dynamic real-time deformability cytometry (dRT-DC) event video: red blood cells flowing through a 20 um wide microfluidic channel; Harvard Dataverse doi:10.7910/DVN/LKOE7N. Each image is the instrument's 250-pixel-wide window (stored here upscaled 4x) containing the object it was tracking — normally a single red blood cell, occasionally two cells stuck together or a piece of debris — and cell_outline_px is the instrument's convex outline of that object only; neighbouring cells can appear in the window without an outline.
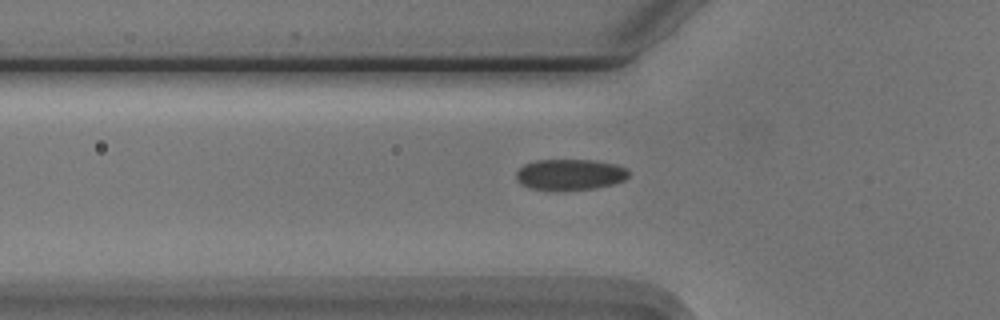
{"species": "Egyptian fruit bat (a non-hibernating species)", "species_latin": "Rousettus aegyptiacus", "temperature_condition": "cold", "stored_images_in_passage": 32, "camera_frame_rate_fps": 3000, "um_per_image_px": 0.085, "animal": {"sex": "male"}, "frame": {"image": 1, "passage_image": 2, "time_ms": 0.333, "image_size_px": [1000, 320], "cell_outline_px": [[628, 176], [624, 180], [612, 184], [596, 188], [564, 192], [552, 192], [528, 188], [520, 184], [516, 180], [516, 172], [524, 164], [536, 160], [596, 160], [616, 164], [624, 168], [628, 172]], "centroid_in_image_um": [48.39, 14.87], "position_along_channel_um": 77.4, "area_um2": 20.92}}
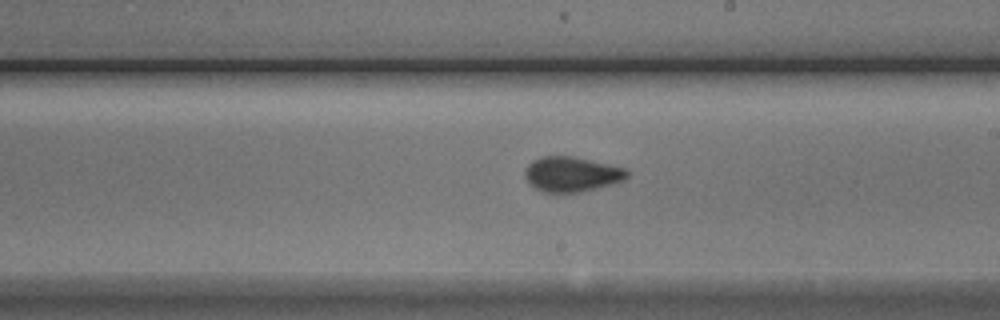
{"frame": {"image": 2, "passage_image": 15, "time_ms": 4.667, "image_size_px": [1000, 320], "cell_outline_px": [[628, 176], [624, 180], [612, 184], [580, 192], [544, 192], [536, 188], [524, 176], [524, 172], [528, 164], [532, 160], [540, 156], [572, 156], [608, 164], [624, 168], [628, 172]], "centroid_in_image_um": [48.58, 14.8], "position_along_channel_um": 240.4, "area_um2": 20.63}}
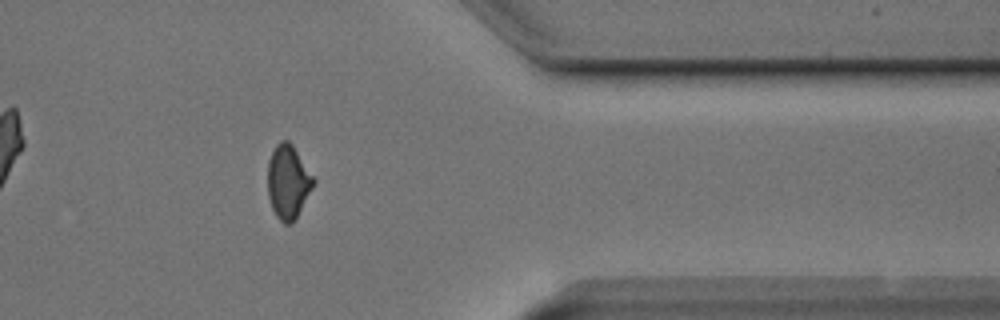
{"frame": {"image": 3, "passage_image": 28, "time_ms": 9.0, "image_size_px": [1000, 320], "cell_outline_px": [[316, 180], [312, 188], [292, 224], [284, 224], [276, 216], [272, 208], [268, 196], [268, 160], [276, 144], [280, 140], [288, 140], [292, 144]], "centroid_in_image_um": [24.47, 15.44], "position_along_channel_um": 386.9, "area_um2": 19.54}, "authors_computed_cell_mechanics": {"area_um2": 20.4034, "velocity_mm_per_s": 3.7522, "shape_relaxation_time_tau1_ms": 4.2149, "shape_relaxation_time_tau2_ms": 1.006, "deformation_change_tau1": 0.082, "deformation_change_tau2": 0.055}}